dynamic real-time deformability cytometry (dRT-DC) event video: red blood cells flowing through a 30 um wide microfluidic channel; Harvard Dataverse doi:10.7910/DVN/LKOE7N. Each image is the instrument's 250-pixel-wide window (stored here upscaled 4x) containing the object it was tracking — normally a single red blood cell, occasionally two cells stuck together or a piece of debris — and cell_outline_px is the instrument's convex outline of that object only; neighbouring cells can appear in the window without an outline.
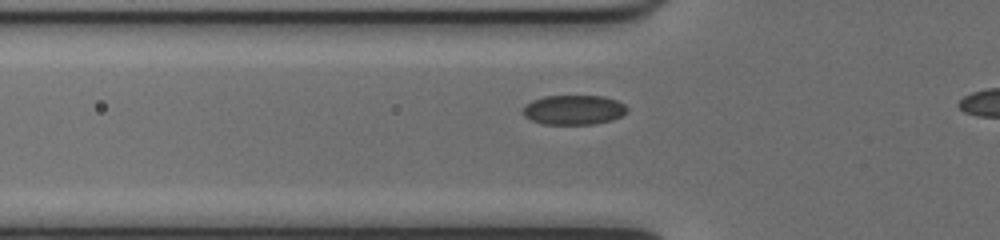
{"species": "common noctule bat (a hibernating species)", "species_latin": "Nyctalus noctula", "temperature_condition": "cold", "stored_images_in_passage": 37, "camera_frame_rate_fps": 3000, "um_per_image_px": 0.085, "animal": {"sex": "female", "body_mass_g": 17.0, "forearm_length_mm": 48.0}, "frame": {"image": 1, "passage_image": 12, "time_ms": 3.667, "image_size_px": [1000, 240], "cell_outline_px": [[628, 112], [612, 120], [592, 124], [544, 124], [532, 120], [524, 116], [520, 112], [524, 104], [532, 100], [544, 96], [604, 96], [616, 100], [624, 104], [628, 108]], "centroid_in_image_um": [48.73, 9.33], "position_along_channel_um": 77.1, "area_um2": 18.15}}
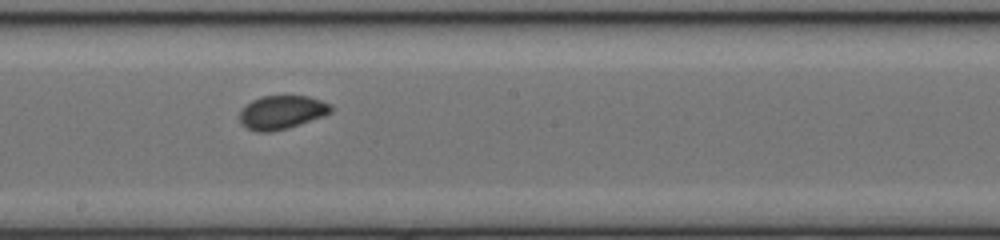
{"frame": {"image": 2, "passage_image": 23, "time_ms": 7.333, "image_size_px": [1000, 240], "cell_outline_px": [[332, 112], [324, 116], [288, 128], [268, 132], [256, 132], [248, 128], [240, 120], [240, 112], [252, 100], [264, 96], [308, 96], [332, 104]], "centroid_in_image_um": [24.0, 9.54], "position_along_channel_um": 224.2, "area_um2": 17.69}}
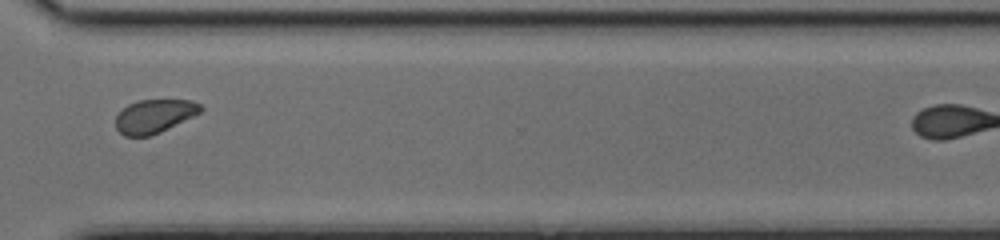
{"frame": {"image": 3, "passage_image": 33, "time_ms": 10.667, "image_size_px": [1000, 240], "cell_outline_px": [[204, 108], [200, 112], [160, 132], [148, 136], [124, 136], [116, 128], [116, 116], [128, 104], [140, 100], [192, 100], [200, 104]], "centroid_in_image_um": [13.11, 9.87], "position_along_channel_um": 357.5, "area_um2": 16.36}}